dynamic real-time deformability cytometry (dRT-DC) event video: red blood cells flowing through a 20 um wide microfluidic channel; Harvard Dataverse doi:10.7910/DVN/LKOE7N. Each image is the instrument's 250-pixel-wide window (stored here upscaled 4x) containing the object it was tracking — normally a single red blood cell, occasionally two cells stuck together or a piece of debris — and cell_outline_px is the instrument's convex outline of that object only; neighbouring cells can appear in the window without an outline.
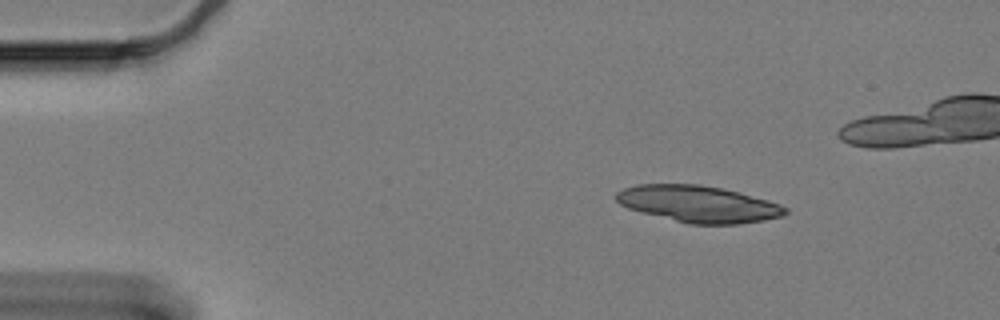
{"species": "Egyptian fruit bat (a non-hibernating species)", "species_latin": "Rousettus aegyptiacus", "temperature_condition": "cold", "stored_images_in_passage": 45, "camera_frame_rate_fps": 3000, "um_per_image_px": 0.085, "animal": {"sex": "female"}, "frame": {"image": 1, "passage_image": 1, "time_ms": 0.0, "image_size_px": [1000, 320], "cell_outline_px": [[788, 212], [784, 216], [764, 220], [736, 224], [688, 224], [628, 208], [620, 204], [616, 200], [616, 192], [624, 188], [636, 184], [700, 184], [740, 192], [768, 200], [780, 204], [788, 208]], "centroid_in_image_um": [59.38, 17.33], "position_along_channel_um": 25.6, "area_um2": 36.07}}
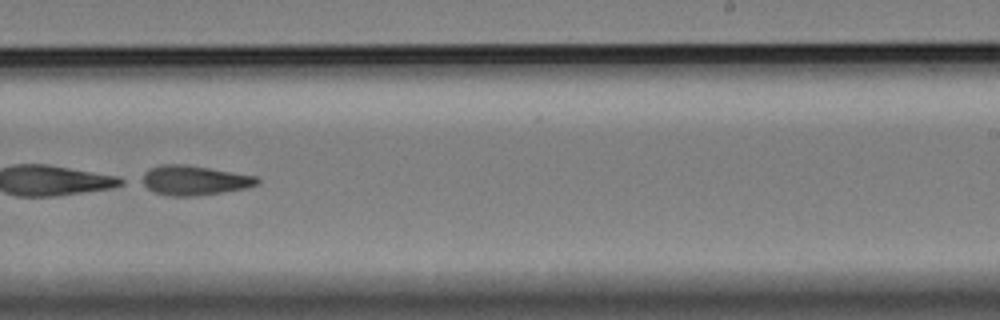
{"frame": {"image": 2, "passage_image": 30, "time_ms": 9.667, "image_size_px": [1000, 320], "cell_outline_px": [[260, 184], [248, 188], [224, 192], [196, 196], [168, 196], [152, 192], [140, 184], [136, 180], [144, 172], [160, 164], [184, 164], [256, 176], [260, 180]], "centroid_in_image_um": [16.44, 15.34], "position_along_channel_um": 272.6, "area_um2": 20.35}}